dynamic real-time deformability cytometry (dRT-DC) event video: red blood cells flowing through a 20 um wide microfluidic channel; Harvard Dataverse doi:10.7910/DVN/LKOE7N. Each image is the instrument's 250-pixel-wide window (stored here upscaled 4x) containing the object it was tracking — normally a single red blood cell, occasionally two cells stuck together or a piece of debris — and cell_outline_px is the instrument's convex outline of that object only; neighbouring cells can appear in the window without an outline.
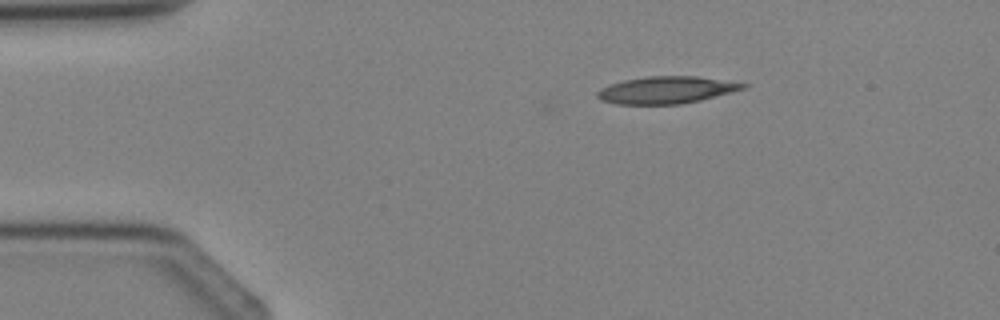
{"species": "Egyptian fruit bat (a non-hibernating species)", "species_latin": "Rousettus aegyptiacus", "temperature_condition": "cold", "stored_images_in_passage": 2, "camera_frame_rate_fps": 3000, "um_per_image_px": 0.085, "animal": {"sex": "female"}, "frame": {"image": 1, "passage_image": 2, "time_ms": 1.333, "image_size_px": [1000, 320], "cell_outline_px": [[748, 88], [700, 100], [680, 104], [616, 104], [600, 100], [596, 96], [596, 92], [600, 88], [624, 80], [648, 76], [696, 76], [748, 84]], "centroid_in_image_um": [56.63, 7.65], "position_along_channel_um": 28.4, "area_um2": 22.95}}